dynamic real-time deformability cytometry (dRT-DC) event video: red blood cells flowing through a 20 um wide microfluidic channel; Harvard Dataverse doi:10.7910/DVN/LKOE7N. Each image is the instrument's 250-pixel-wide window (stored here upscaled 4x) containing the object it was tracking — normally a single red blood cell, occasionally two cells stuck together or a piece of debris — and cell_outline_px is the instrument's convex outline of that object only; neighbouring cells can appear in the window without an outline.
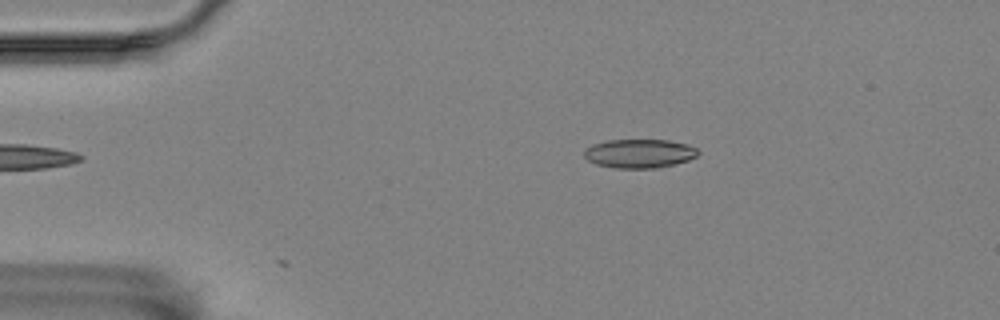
{"species": "Egyptian fruit bat (a non-hibernating species)", "species_latin": "Rousettus aegyptiacus", "temperature_condition": "room temperature", "stored_images_in_passage": 3, "camera_frame_rate_fps": 3000, "um_per_image_px": 0.085, "animal": {"sex": "female"}, "frame": {"image": 1, "passage_image": 1, "time_ms": 0.0, "image_size_px": [1000, 320], "cell_outline_px": [[700, 152], [696, 156], [688, 160], [676, 164], [660, 168], [612, 168], [596, 164], [588, 160], [584, 156], [584, 152], [592, 144], [608, 140], [668, 140], [688, 144], [696, 148]], "centroid_in_image_um": [54.37, 13.05], "position_along_channel_um": 30.6, "area_um2": 19.25}}